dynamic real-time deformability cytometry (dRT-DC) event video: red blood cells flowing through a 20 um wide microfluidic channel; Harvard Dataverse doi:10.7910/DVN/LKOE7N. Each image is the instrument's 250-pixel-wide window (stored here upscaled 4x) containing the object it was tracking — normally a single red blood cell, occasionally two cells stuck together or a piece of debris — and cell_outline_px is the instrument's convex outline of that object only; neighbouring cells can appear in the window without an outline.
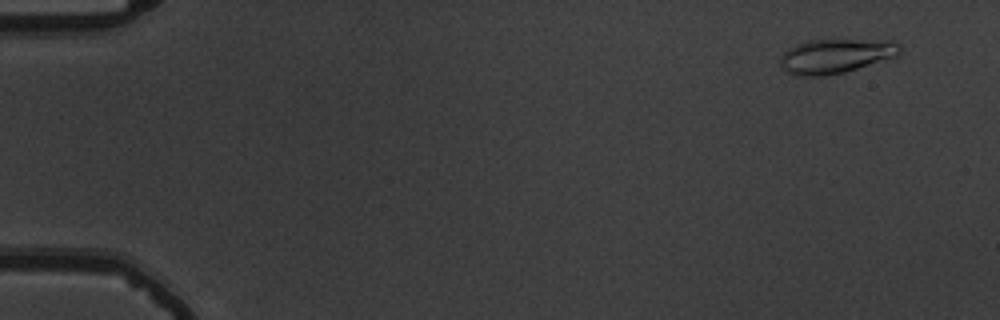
{"species": "common noctule bat (a hibernating species)", "species_latin": "Nyctalus noctula", "temperature_condition": "warm", "stored_images_in_passage": 56, "camera_frame_rate_fps": 3000, "um_per_image_px": 0.085, "animal": {"sex": "male", "body_mass_g": 19.5, "forearm_length_mm": 54.6}, "frame": {"image": 1, "passage_image": 4, "time_ms": 1.0, "image_size_px": [1000, 320], "cell_outline_px": [[900, 52], [896, 56], [844, 72], [824, 76], [796, 76], [784, 72], [780, 64], [780, 60], [784, 52], [788, 48], [796, 44], [808, 40], [892, 40], [900, 44]], "centroid_in_image_um": [70.99, 4.76], "position_along_channel_um": 14.0, "area_um2": 23.99}}
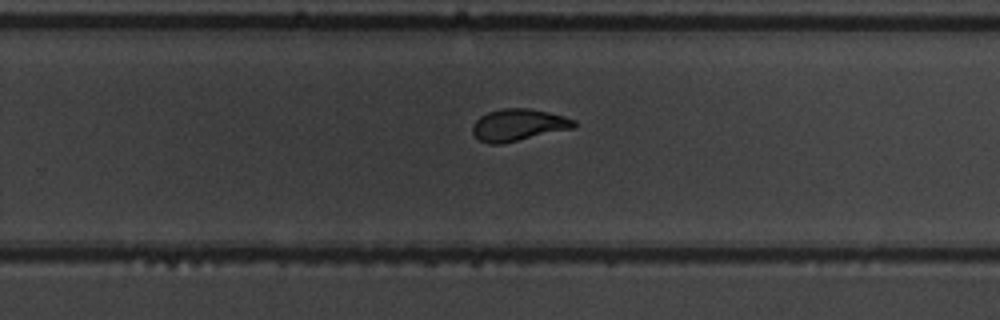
{"frame": {"image": 2, "passage_image": 37, "time_ms": 12.0, "image_size_px": [1000, 320], "cell_outline_px": [[576, 128], [500, 144], [488, 144], [480, 140], [472, 132], [472, 124], [480, 116], [488, 112], [504, 108], [528, 108], [548, 112], [564, 116], [576, 120]], "centroid_in_image_um": [44.08, 10.62], "position_along_channel_um": 285.7, "area_um2": 18.96}}
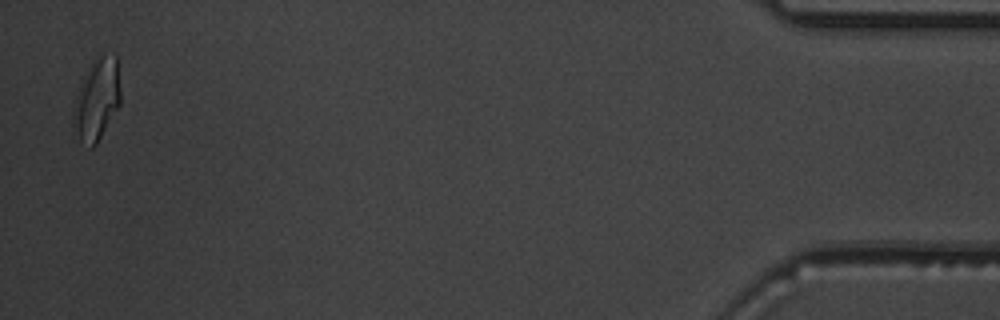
{"frame": {"image": 3, "passage_image": 55, "time_ms": 18.0, "image_size_px": [1000, 320], "cell_outline_px": [[120, 104], [96, 144], [92, 148], [88, 148], [80, 140], [72, 124], [72, 112], [76, 96], [80, 84], [92, 60], [100, 52], [116, 56], [120, 88]], "centroid_in_image_um": [8.22, 8.43], "position_along_channel_um": 427.0, "area_um2": 22.54}, "authors_computed_cell_mechanics": {"area_um2": 19.5075, "velocity_mm_per_s": 3.7046, "shape_relaxation_time_tau1_ms": 4.1471, "shape_relaxation_time_tau2_ms": 1.3561, "deformation_change_tau1": 0.1924, "deformation_change_tau2": 0.062}}